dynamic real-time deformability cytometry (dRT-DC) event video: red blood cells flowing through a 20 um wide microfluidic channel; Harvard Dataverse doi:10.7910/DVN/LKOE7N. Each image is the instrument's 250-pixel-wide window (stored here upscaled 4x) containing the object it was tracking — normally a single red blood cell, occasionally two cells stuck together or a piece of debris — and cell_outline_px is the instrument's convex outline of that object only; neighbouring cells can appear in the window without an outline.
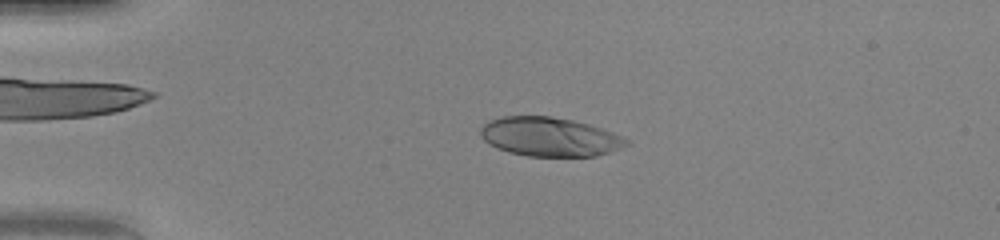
{"species": "human", "species_latin": "Homo sapiens", "temperature_condition": "warm", "stored_images_in_passage": 50, "camera_frame_rate_fps": 3000, "um_per_image_px": 0.085, "donor": {"sex": "female"}, "frame": {"image": 1, "passage_image": 12, "time_ms": 3.667, "image_size_px": [1000, 240], "cell_outline_px": [[632, 144], [596, 156], [528, 156], [508, 152], [496, 148], [484, 140], [480, 136], [480, 128], [488, 120], [504, 116], [548, 116], [572, 120], [588, 124], [624, 136], [632, 140]], "centroid_in_image_um": [46.73, 11.63], "position_along_channel_um": 38.3, "area_um2": 33.35}}
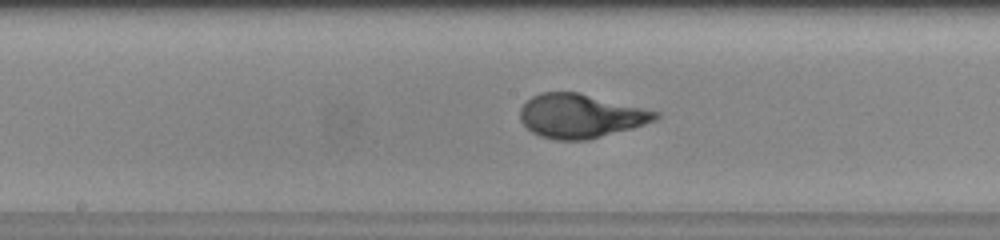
{"frame": {"image": 2, "passage_image": 27, "time_ms": 8.667, "image_size_px": [1000, 240], "cell_outline_px": [[660, 116], [656, 120], [632, 128], [588, 140], [556, 140], [540, 136], [532, 132], [520, 120], [520, 108], [532, 96], [540, 92], [580, 92], [660, 112]], "centroid_in_image_um": [49.35, 9.85], "position_along_channel_um": 198.9, "area_um2": 34.68}}
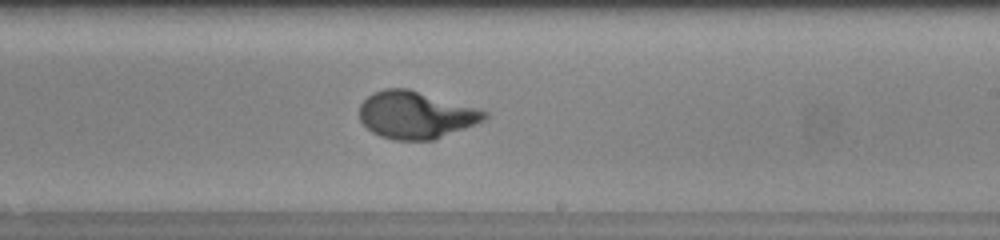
{"frame": {"image": 3, "passage_image": 31, "time_ms": 10.0, "image_size_px": [1000, 240], "cell_outline_px": [[488, 116], [484, 120], [476, 124], [432, 140], [392, 140], [380, 136], [372, 132], [360, 120], [360, 104], [372, 92], [384, 88], [408, 88], [476, 108], [488, 112]], "centroid_in_image_um": [35.31, 9.77], "position_along_channel_um": 253.7, "area_um2": 34.28}, "authors_computed_cell_mechanics": {"area_um2": 34.3043, "velocity_mm_per_s": 4.1281, "shape_relaxation_time_tau1_ms": 3.9207, "shape_relaxation_time_tau2_ms": null, "deformation_change_tau1": 0.2475, "deformation_change_tau2": null}}